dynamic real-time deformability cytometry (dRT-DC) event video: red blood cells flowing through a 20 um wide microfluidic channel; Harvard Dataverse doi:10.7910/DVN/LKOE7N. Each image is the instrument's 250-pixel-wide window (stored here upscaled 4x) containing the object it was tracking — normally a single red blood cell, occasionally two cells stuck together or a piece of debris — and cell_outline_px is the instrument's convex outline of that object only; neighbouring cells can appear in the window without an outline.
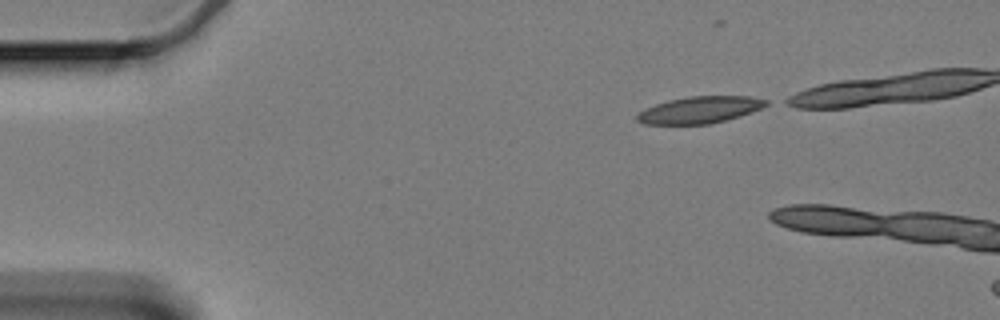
{"species": "Egyptian fruit bat (a non-hibernating species)", "species_latin": "Rousettus aegyptiacus", "temperature_condition": "cold", "stored_images_in_passage": 7, "camera_frame_rate_fps": 3000, "um_per_image_px": 0.085, "animal": {"sex": "female"}, "frame": {"image": 1, "passage_image": 2, "time_ms": 0.333, "image_size_px": [1000, 320], "cell_outline_px": [[768, 104], [760, 108], [724, 120], [708, 124], [644, 124], [636, 120], [636, 112], [644, 108], [668, 100], [688, 96], [752, 96], [768, 100]], "centroid_in_image_um": [59.4, 9.33], "position_along_channel_um": 25.6, "area_um2": 20.0}}